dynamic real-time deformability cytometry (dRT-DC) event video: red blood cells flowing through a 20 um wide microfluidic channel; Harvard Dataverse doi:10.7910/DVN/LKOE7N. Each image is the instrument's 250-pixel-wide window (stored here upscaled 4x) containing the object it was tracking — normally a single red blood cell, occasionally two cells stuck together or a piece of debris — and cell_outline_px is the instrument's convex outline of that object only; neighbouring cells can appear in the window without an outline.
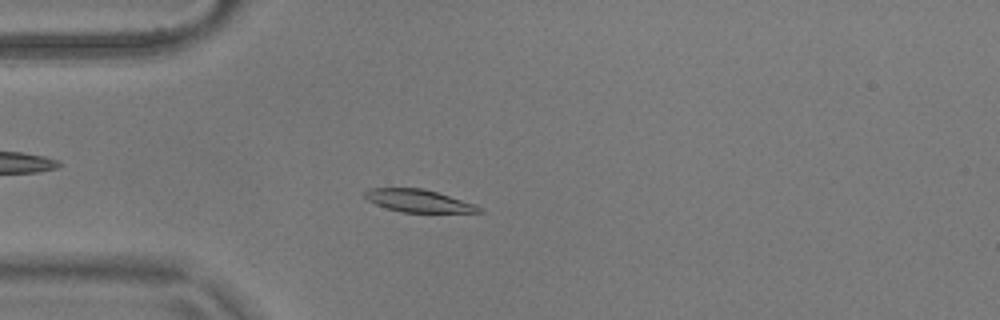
{"species": "common noctule bat (a hibernating species)", "species_latin": "Nyctalus noctula", "temperature_condition": "warm", "stored_images_in_passage": 54, "camera_frame_rate_fps": 3000, "um_per_image_px": 0.085, "animal": {"sex": "male", "body_mass_g": 17.9}, "frame": {"image": 1, "passage_image": 14, "time_ms": 4.333, "image_size_px": [1000, 320], "cell_outline_px": [[484, 212], [400, 212], [376, 204], [368, 200], [364, 196], [364, 192], [368, 188], [420, 188], [436, 192], [476, 204]], "centroid_in_image_um": [35.55, 17.06], "position_along_channel_um": 49.5, "area_um2": 14.8}}
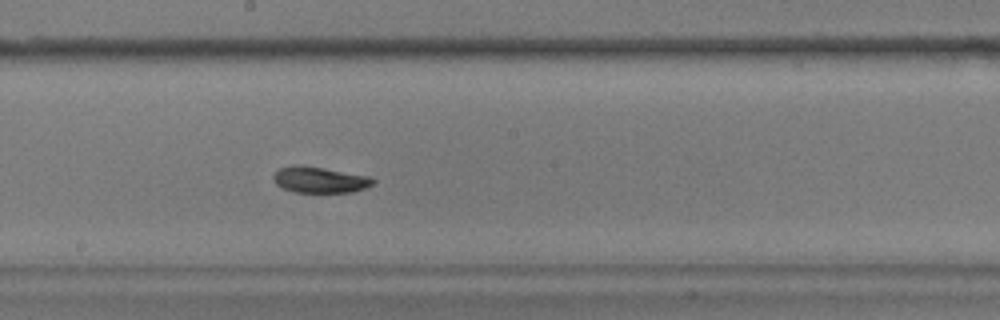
{"frame": {"image": 2, "passage_image": 29, "time_ms": 9.333, "image_size_px": [1000, 320], "cell_outline_px": [[376, 180], [372, 184], [364, 188], [352, 192], [296, 192], [284, 188], [276, 184], [272, 180], [272, 176], [280, 168], [296, 164], [304, 164], [368, 176]], "centroid_in_image_um": [27.14, 15.26], "position_along_channel_um": 221.1, "area_um2": 15.14}}
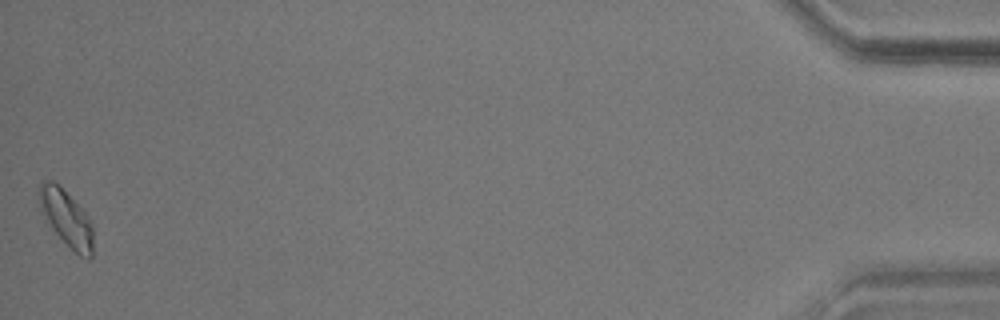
{"frame": {"image": 3, "passage_image": 54, "time_ms": 17.667, "image_size_px": [1000, 320], "cell_outline_px": [[92, 256], [88, 260], [80, 256], [52, 228], [40, 212], [40, 184], [44, 180], [52, 180], [88, 216], [92, 224]], "centroid_in_image_um": [5.65, 18.57], "position_along_channel_um": 429.6, "area_um2": 16.88}, "authors_computed_cell_mechanics": {"area_um2": 15.3459, "velocity_mm_per_s": 3.6457, "shape_relaxation_time_tau1_ms": 2.0235, "shape_relaxation_time_tau2_ms": 1.5363, "deformation_change_tau1": 0.1352, "deformation_change_tau2": 0.0624}}